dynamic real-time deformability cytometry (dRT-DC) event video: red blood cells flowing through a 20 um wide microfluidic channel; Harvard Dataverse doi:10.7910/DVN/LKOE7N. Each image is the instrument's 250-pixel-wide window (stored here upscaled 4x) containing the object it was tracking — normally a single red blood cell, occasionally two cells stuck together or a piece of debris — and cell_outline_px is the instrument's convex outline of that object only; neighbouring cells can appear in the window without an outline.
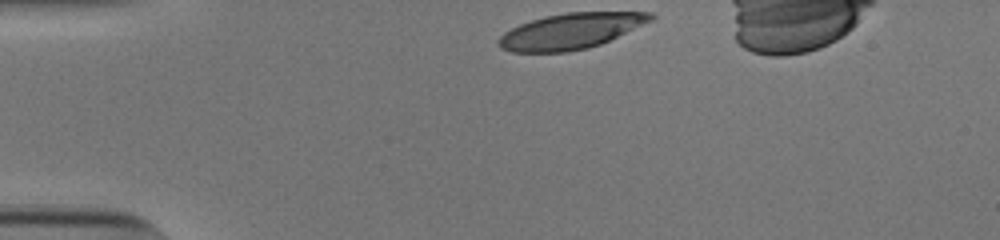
{"species": "human", "species_latin": "Homo sapiens", "temperature_condition": "cold", "stored_images_in_passage": 33, "camera_frame_rate_fps": 3000, "um_per_image_px": 0.085, "donor": {"sex": "male"}, "frame": {"image": 1, "passage_image": 1, "time_ms": 0.0, "image_size_px": [1000, 240], "cell_outline_px": [[656, 16], [652, 20], [600, 44], [588, 48], [568, 52], [512, 52], [500, 48], [496, 44], [496, 40], [504, 32], [520, 24], [544, 16], [568, 12], [652, 12]], "centroid_in_image_um": [48.47, 2.65], "position_along_channel_um": 36.5, "area_um2": 31.56}}
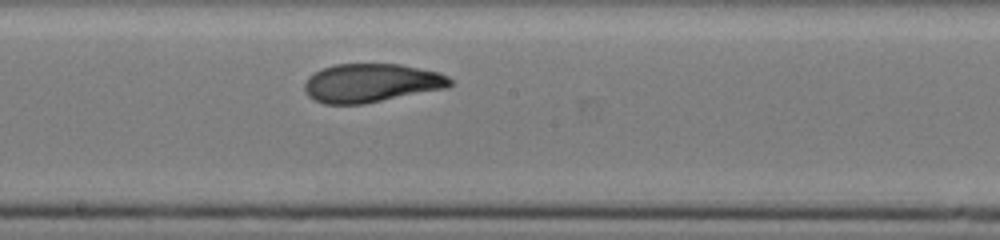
{"frame": {"image": 2, "passage_image": 19, "time_ms": 6.0, "image_size_px": [1000, 240], "cell_outline_px": [[452, 84], [448, 88], [364, 104], [324, 104], [308, 96], [304, 88], [304, 84], [308, 76], [324, 68], [336, 64], [400, 64], [440, 72], [448, 76], [452, 80]], "centroid_in_image_um": [31.59, 7.06], "position_along_channel_um": 216.6, "area_um2": 32.89}}
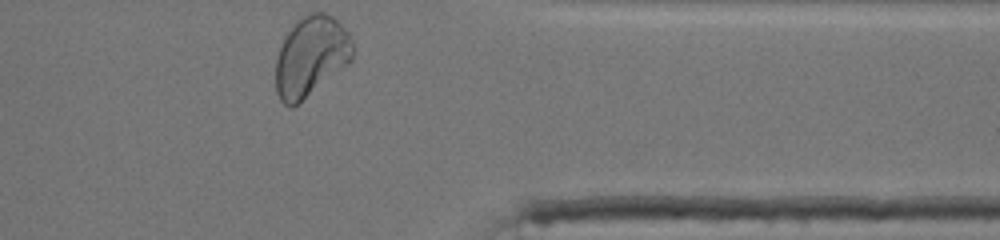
{"frame": {"image": 3, "passage_image": 33, "time_ms": 10.667, "image_size_px": [1000, 240], "cell_outline_px": [[352, 60], [348, 64], [292, 108], [288, 108], [280, 100], [276, 92], [276, 56], [288, 32], [304, 16], [312, 12], [324, 12], [332, 16], [348, 32], [352, 44]], "centroid_in_image_um": [26.42, 4.82], "position_along_channel_um": 385.0, "area_um2": 35.37}, "authors_computed_cell_mechanics": {"area_um2": 33.235, "velocity_mm_per_s": 3.8165, "shape_relaxation_time_tau1_ms": 6.2345, "shape_relaxation_time_tau2_ms": 1.3114, "deformation_change_tau1": 0.2103, "deformation_change_tau2": 0.0775}}